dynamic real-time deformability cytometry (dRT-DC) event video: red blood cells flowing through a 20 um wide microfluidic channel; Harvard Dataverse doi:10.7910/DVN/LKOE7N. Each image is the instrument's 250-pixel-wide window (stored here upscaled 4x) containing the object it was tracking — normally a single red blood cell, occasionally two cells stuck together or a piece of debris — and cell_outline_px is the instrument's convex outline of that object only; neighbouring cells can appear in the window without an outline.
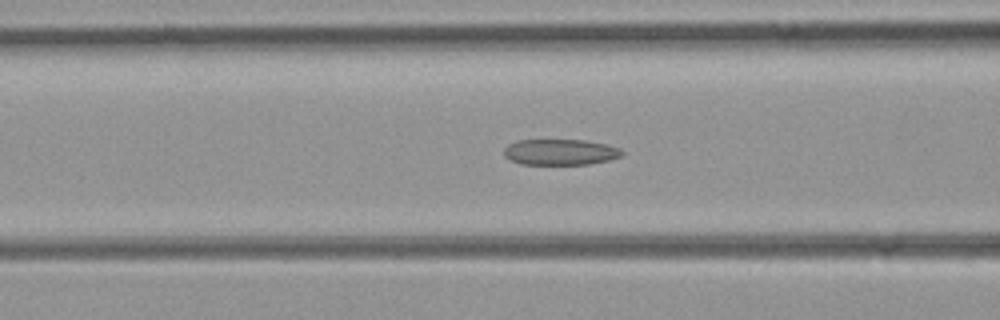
{"species": "common noctule bat (a hibernating species)", "species_latin": "Nyctalus noctula", "temperature_condition": "room temperature", "stored_images_in_passage": 36, "camera_frame_rate_fps": 3000, "um_per_image_px": 0.085, "animal": {"sex": "female", "body_mass_g": 21.9}, "frame": {"image": 1, "passage_image": 5, "time_ms": 1.333, "image_size_px": [1000, 320], "cell_outline_px": [[624, 152], [620, 156], [608, 160], [588, 164], [520, 164], [504, 156], [504, 148], [508, 144], [516, 140], [584, 140], [604, 144], [620, 148]], "centroid_in_image_um": [47.59, 12.92], "position_along_channel_um": 119.0, "area_um2": 17.69}}
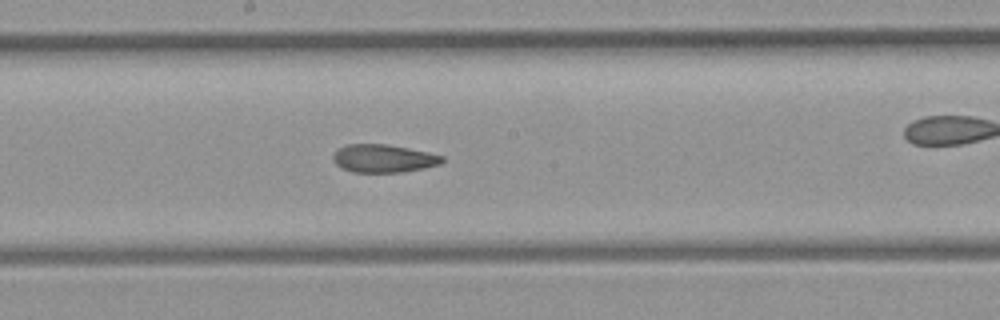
{"frame": {"image": 2, "passage_image": 12, "time_ms": 3.667, "image_size_px": [1000, 320], "cell_outline_px": [[444, 160], [440, 164], [424, 168], [400, 172], [352, 172], [340, 168], [332, 160], [332, 156], [336, 148], [348, 144], [388, 144], [428, 152], [444, 156]], "centroid_in_image_um": [32.55, 13.46], "position_along_channel_um": 215.6, "area_um2": 17.98}}
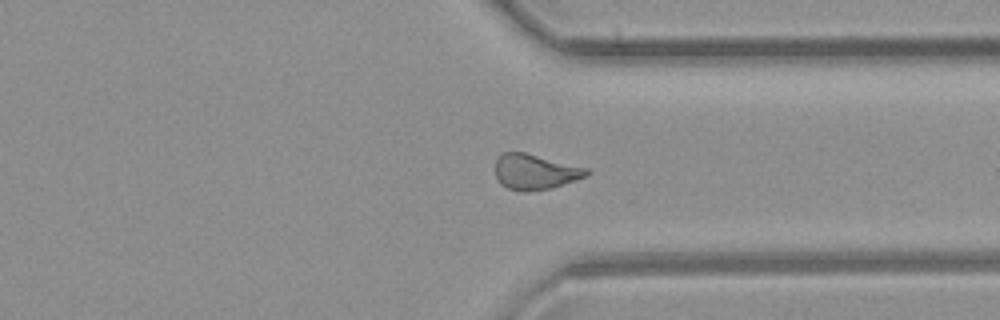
{"frame": {"image": 3, "passage_image": 23, "time_ms": 7.333, "image_size_px": [1000, 320], "cell_outline_px": [[592, 172], [588, 176], [552, 188], [528, 192], [520, 192], [508, 188], [500, 184], [496, 176], [496, 160], [504, 152], [524, 152], [588, 168]], "centroid_in_image_um": [45.51, 14.62], "position_along_channel_um": 365.9, "area_um2": 18.96}}